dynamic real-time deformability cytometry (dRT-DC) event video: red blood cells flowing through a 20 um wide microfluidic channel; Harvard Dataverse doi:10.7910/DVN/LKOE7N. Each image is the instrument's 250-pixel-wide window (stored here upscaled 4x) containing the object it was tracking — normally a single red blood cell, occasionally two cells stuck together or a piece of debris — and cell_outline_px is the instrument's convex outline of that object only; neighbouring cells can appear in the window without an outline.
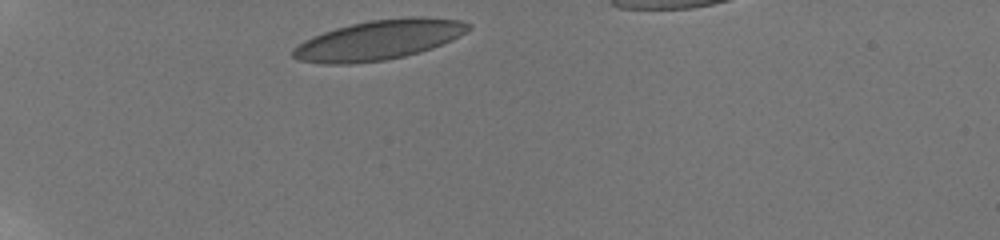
{"species": "human", "species_latin": "Homo sapiens", "temperature_condition": "room temperature", "stored_images_in_passage": 6, "camera_frame_rate_fps": 3000, "um_per_image_px": 0.085, "donor": {"sex": "male"}, "frame": {"image": 1, "passage_image": 1, "time_ms": 0.0, "image_size_px": [1000, 240], "cell_outline_px": [[472, 28], [460, 36], [432, 48], [420, 52], [388, 60], [352, 64], [324, 64], [300, 60], [292, 56], [292, 48], [304, 40], [312, 36], [336, 28], [352, 24], [372, 20], [412, 16], [420, 16], [460, 20], [472, 24]], "centroid_in_image_um": [32.21, 3.4], "position_along_channel_um": 52.8, "area_um2": 40.75}}
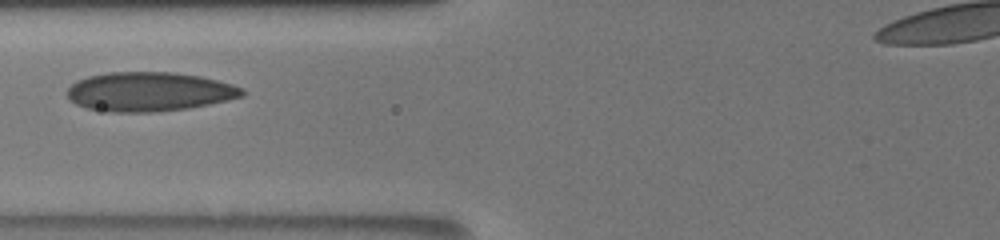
{"frame": {"image": 2, "passage_image": 5, "time_ms": 2.667, "image_size_px": [1000, 240], "cell_outline_px": [[244, 96], [228, 100], [188, 108], [156, 112], [108, 112], [88, 108], [76, 104], [68, 100], [64, 92], [76, 80], [88, 76], [108, 72], [172, 72], [200, 76], [232, 84], [244, 88]], "centroid_in_image_um": [12.64, 7.79], "position_along_channel_um": 113.2, "area_um2": 40.29}}